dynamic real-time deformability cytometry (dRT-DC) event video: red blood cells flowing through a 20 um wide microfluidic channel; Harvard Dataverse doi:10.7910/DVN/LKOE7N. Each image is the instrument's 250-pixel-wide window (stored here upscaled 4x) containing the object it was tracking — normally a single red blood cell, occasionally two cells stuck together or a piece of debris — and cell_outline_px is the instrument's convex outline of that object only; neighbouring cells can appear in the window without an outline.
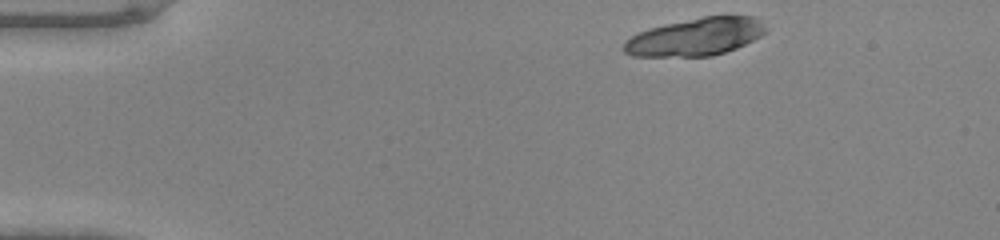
{"species": "common noctule bat (a hibernating species)", "species_latin": "Nyctalus noctula", "temperature_condition": "warm", "stored_images_in_passage": 12, "camera_frame_rate_fps": 3000, "um_per_image_px": 0.085, "animal": {"sex": "male", "body_mass_g": 20.0, "forearm_length_mm": 53.3}, "frame": {"image": 1, "passage_image": 1, "time_ms": 0.0, "image_size_px": [1000, 240], "cell_outline_px": [[768, 28], [760, 36], [736, 48], [712, 56], [632, 56], [624, 52], [624, 40], [648, 28], [664, 24], [704, 16], [752, 16]], "centroid_in_image_um": [59.09, 3.13], "position_along_channel_um": 25.9, "area_um2": 30.87}}